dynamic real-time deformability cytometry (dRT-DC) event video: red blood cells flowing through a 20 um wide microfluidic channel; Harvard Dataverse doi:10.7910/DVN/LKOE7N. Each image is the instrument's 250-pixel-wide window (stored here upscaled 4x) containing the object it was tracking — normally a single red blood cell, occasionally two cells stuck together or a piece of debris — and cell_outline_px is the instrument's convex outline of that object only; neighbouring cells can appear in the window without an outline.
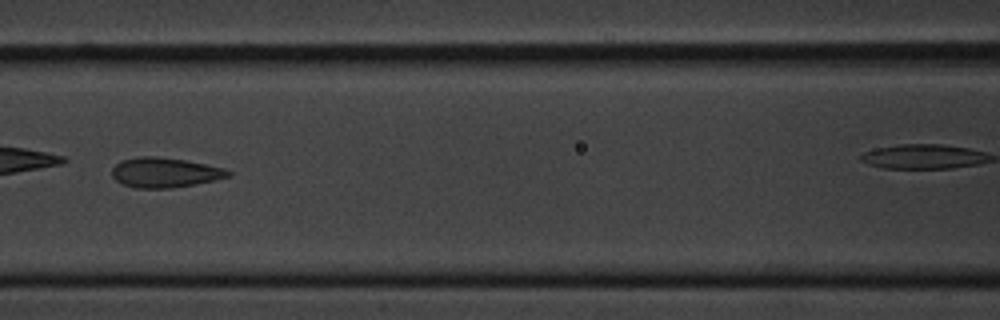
{"species": "common noctule bat (a hibernating species)", "species_latin": "Nyctalus noctula", "temperature_condition": "cold", "stored_images_in_passage": 17, "camera_frame_rate_fps": 3000, "um_per_image_px": 0.085, "animal": {"sex": "male", "body_mass_g": 20.1, "forearm_length_mm": 53.5}, "frame": {"image": 1, "passage_image": 8, "time_ms": 8.0, "image_size_px": [1000, 320], "cell_outline_px": [[232, 176], [172, 188], [136, 188], [124, 184], [116, 180], [112, 176], [112, 168], [120, 160], [140, 156], [156, 156], [184, 160], [224, 168], [232, 172]], "centroid_in_image_um": [13.98, 14.66], "position_along_channel_um": 152.6, "area_um2": 20.06}}
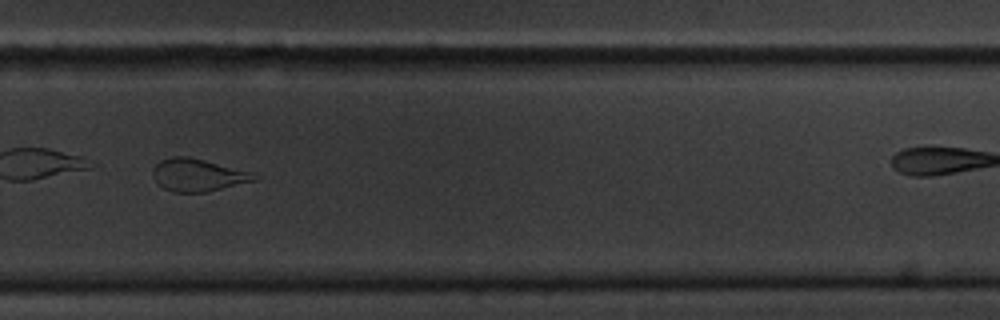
{"frame": {"image": 2, "passage_image": 12, "time_ms": 12.667, "image_size_px": [1000, 320], "cell_outline_px": [[260, 180], [208, 192], [172, 192], [156, 184], [152, 176], [152, 168], [160, 160], [172, 156], [188, 156], [252, 172], [260, 176]], "centroid_in_image_um": [16.83, 14.89], "position_along_channel_um": 313.0, "area_um2": 19.65}}
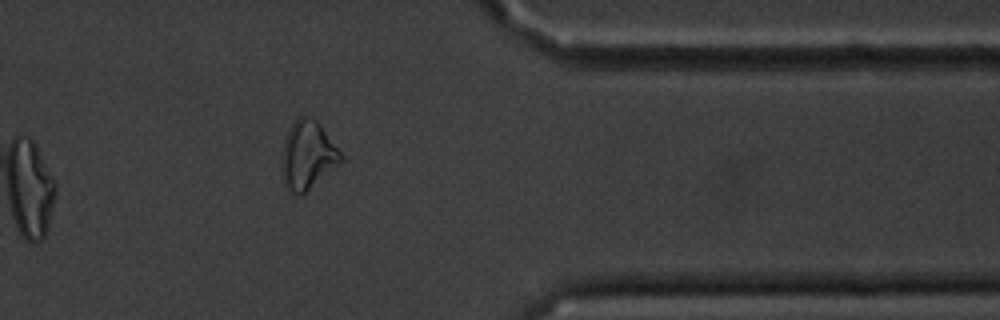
{"frame": {"image": 3, "passage_image": 15, "time_ms": 17.0, "image_size_px": [1000, 320], "cell_outline_px": [[344, 160], [300, 196], [292, 192], [284, 184], [280, 168], [280, 164], [284, 144], [288, 132], [292, 124], [300, 116], [308, 116], [316, 120], [320, 124], [344, 156]], "centroid_in_image_um": [26.15, 13.2], "position_along_channel_um": 385.3, "area_um2": 23.35}}